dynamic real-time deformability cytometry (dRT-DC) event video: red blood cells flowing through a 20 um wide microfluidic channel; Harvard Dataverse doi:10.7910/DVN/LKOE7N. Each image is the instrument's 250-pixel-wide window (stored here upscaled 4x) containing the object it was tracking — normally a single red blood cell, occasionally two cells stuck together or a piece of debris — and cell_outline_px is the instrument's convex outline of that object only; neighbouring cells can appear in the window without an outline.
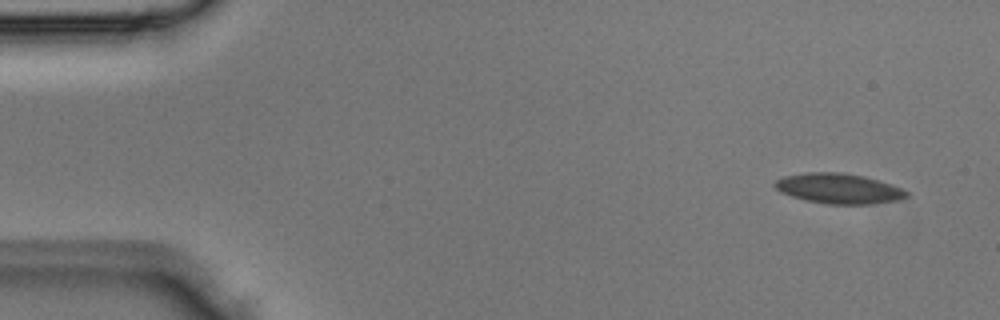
{"species": "Egyptian fruit bat (a non-hibernating species)", "species_latin": "Rousettus aegyptiacus", "temperature_condition": "room temperature", "stored_images_in_passage": 5, "camera_frame_rate_fps": 3000, "um_per_image_px": 0.085, "animal": {"sex": "male"}, "frame": {"image": 1, "passage_image": 1, "time_ms": 0.0, "image_size_px": [1000, 320], "cell_outline_px": [[908, 196], [900, 200], [868, 204], [828, 204], [808, 200], [792, 196], [780, 192], [772, 184], [776, 180], [784, 176], [804, 172], [840, 172], [864, 176], [892, 184], [908, 192]], "centroid_in_image_um": [71.28, 16.01], "position_along_channel_um": 13.7, "area_um2": 23.12}}
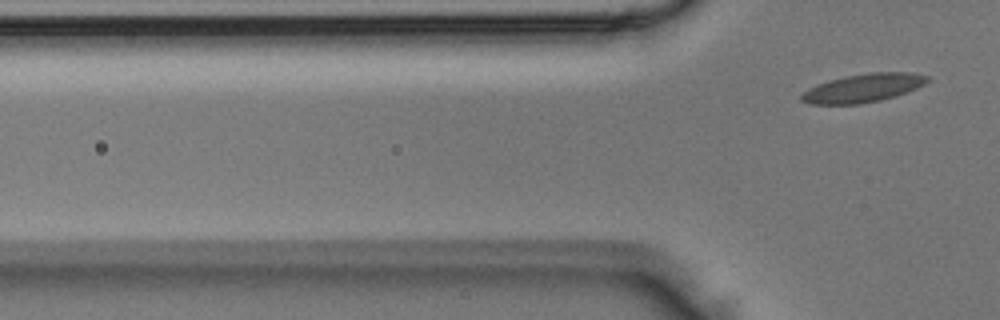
{"frame": {"image": 2, "passage_image": 5, "time_ms": 1.333, "image_size_px": [1000, 320], "cell_outline_px": [[928, 80], [924, 84], [916, 88], [880, 100], [860, 104], [812, 104], [800, 100], [800, 96], [808, 88], [828, 80], [844, 76], [868, 72], [912, 72], [928, 76]], "centroid_in_image_um": [73.33, 7.47], "position_along_channel_um": 52.5, "area_um2": 20.69}}